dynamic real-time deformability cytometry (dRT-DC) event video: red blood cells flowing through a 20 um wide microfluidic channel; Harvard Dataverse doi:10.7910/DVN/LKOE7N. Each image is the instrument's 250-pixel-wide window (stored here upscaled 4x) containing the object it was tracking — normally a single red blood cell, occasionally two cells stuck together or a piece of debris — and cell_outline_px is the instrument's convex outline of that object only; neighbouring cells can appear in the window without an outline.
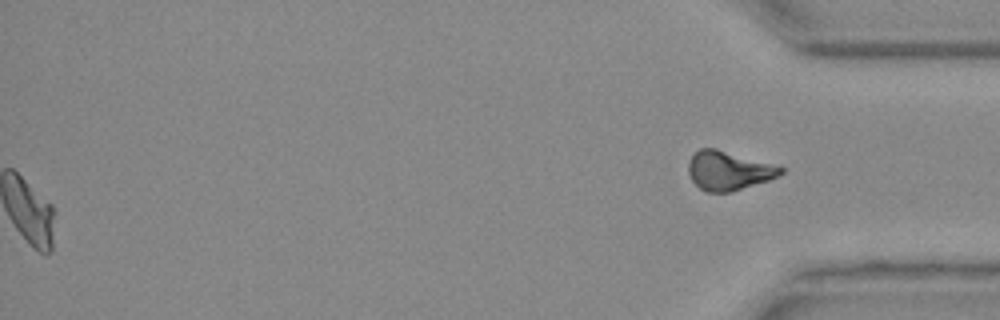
{"species": "Egyptian fruit bat (a non-hibernating species)", "species_latin": "Rousettus aegyptiacus", "temperature_condition": "warm", "stored_images_in_passage": 29, "segment_of_instrument_passage": [2, 2], "camera_frame_rate_fps": 3000, "um_per_image_px": 0.085, "animal": {"sex": "female"}, "frame": {"image": 1, "passage_image": 29, "time_ms": 9.333, "image_size_px": [1000, 320], "cell_outline_px": [[784, 172], [768, 180], [732, 192], [708, 192], [700, 188], [692, 180], [688, 172], [688, 164], [692, 156], [700, 148], [716, 148], [780, 164], [784, 168]], "centroid_in_image_um": [61.98, 14.48], "position_along_channel_um": 373.2, "area_um2": 21.27}}